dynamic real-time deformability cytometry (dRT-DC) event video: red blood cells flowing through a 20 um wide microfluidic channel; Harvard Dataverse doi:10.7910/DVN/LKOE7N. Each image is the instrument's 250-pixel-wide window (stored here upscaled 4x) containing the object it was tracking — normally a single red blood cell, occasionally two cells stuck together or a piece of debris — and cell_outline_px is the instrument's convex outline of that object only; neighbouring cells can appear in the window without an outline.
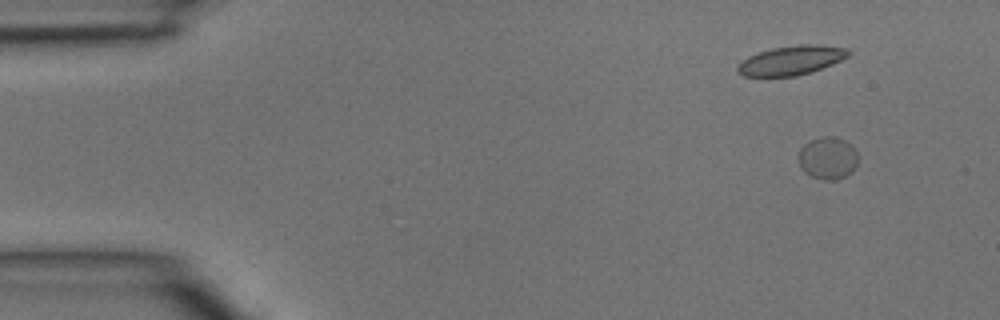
{"species": "common noctule bat (a hibernating species)", "species_latin": "Nyctalus noctula", "temperature_condition": "room temperature", "stored_images_in_passage": 4, "camera_frame_rate_fps": 3000, "um_per_image_px": 0.085, "animal": {"sex": "male", "body_mass_g": 15.6}, "frame": {"image": 1, "passage_image": 2, "time_ms": 0.333, "image_size_px": [1000, 320], "cell_outline_px": [[856, 168], [852, 172], [836, 180], [824, 180], [812, 176], [804, 172], [800, 168], [796, 160], [796, 156], [800, 148], [804, 144], [812, 140], [824, 136], [832, 136], [844, 140], [856, 152]], "centroid_in_image_um": [70.29, 13.45], "position_along_channel_um": 14.7, "area_um2": 14.74}}